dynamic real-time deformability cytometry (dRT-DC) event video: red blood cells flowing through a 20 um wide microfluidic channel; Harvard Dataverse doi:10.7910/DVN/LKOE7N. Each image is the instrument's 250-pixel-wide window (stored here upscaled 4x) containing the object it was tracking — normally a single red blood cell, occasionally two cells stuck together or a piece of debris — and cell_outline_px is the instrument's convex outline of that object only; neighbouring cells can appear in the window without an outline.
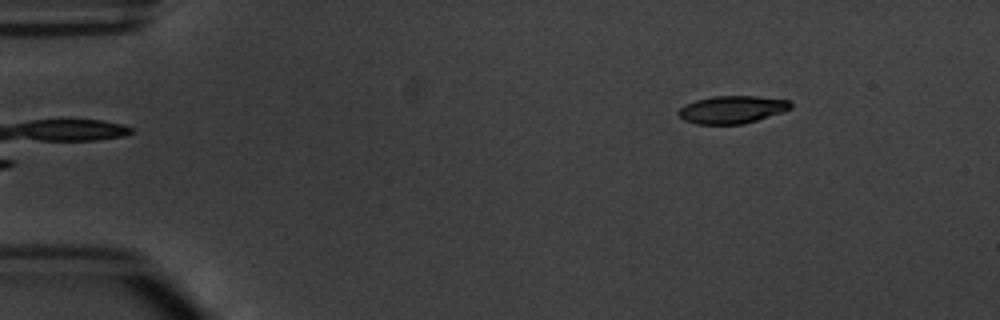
{"species": "common noctule bat (a hibernating species)", "species_latin": "Nyctalus noctula", "temperature_condition": "warm", "stored_images_in_passage": 5, "camera_frame_rate_fps": 3000, "um_per_image_px": 0.085, "animal": {"sex": "male", "body_mass_g": 20.1, "forearm_length_mm": 53.5}, "frame": {"image": 1, "passage_image": 5, "time_ms": 5.667, "image_size_px": [1000, 320], "cell_outline_px": [[792, 108], [744, 124], [696, 124], [684, 120], [676, 112], [684, 104], [696, 100], [712, 96], [756, 96], [788, 100], [792, 104]], "centroid_in_image_um": [62.18, 9.31], "position_along_channel_um": 22.8, "area_um2": 17.98}}